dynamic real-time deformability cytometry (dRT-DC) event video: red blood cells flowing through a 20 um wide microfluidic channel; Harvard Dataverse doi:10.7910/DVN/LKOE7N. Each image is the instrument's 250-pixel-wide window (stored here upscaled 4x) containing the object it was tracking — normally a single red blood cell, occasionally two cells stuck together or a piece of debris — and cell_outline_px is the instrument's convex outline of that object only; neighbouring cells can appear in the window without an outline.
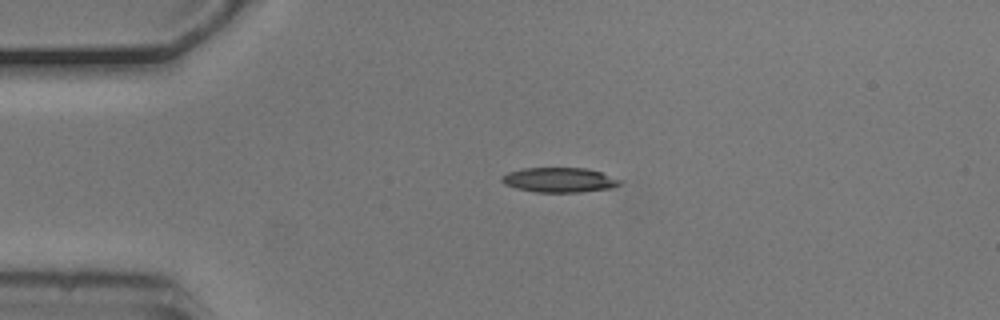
{"species": "common noctule bat (a hibernating species)", "species_latin": "Nyctalus noctula", "temperature_condition": "cold", "stored_images_in_passage": 2, "camera_frame_rate_fps": 3000, "um_per_image_px": 0.085, "animal": {"sex": "male", "body_mass_g": 20.5, "forearm_length_mm": 52.5}, "frame": {"image": 1, "passage_image": 1, "time_ms": 0.0, "image_size_px": [1000, 320], "cell_outline_px": [[624, 180], [620, 184], [612, 188], [580, 192], [536, 192], [516, 188], [504, 184], [500, 180], [500, 176], [508, 172], [524, 168], [588, 168]], "centroid_in_image_um": [47.55, 15.29], "position_along_channel_um": 37.5, "area_um2": 17.17}}